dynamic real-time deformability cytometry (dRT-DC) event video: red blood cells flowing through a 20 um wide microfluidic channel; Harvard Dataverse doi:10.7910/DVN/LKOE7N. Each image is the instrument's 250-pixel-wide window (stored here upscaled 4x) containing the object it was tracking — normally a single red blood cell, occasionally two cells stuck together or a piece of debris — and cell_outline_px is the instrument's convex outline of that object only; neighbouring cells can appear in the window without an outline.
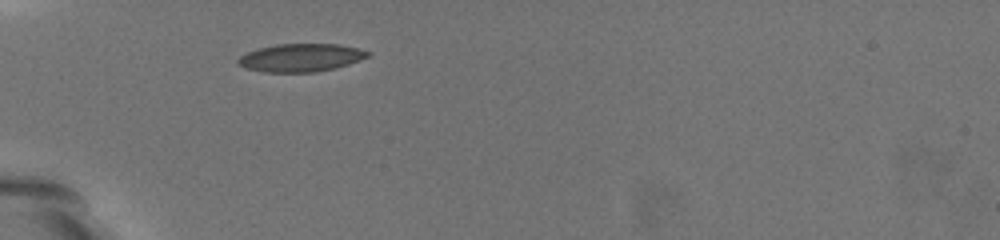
{"species": "common noctule bat (a hibernating species)", "species_latin": "Nyctalus noctula", "temperature_condition": "warm", "stored_images_in_passage": 4, "camera_frame_rate_fps": 3000, "um_per_image_px": 0.085, "animal": {"sex": "female", "body_mass_g": 19.5, "forearm_length_mm": 54.1}, "frame": {"image": 1, "passage_image": 2, "time_ms": 0.333, "image_size_px": [1000, 240], "cell_outline_px": [[372, 52], [368, 56], [360, 60], [336, 68], [316, 72], [264, 72], [244, 68], [236, 64], [236, 60], [240, 56], [248, 52], [260, 48], [276, 44], [336, 44], [356, 48]], "centroid_in_image_um": [25.54, 4.91], "position_along_channel_um": 59.5, "area_um2": 21.15}}